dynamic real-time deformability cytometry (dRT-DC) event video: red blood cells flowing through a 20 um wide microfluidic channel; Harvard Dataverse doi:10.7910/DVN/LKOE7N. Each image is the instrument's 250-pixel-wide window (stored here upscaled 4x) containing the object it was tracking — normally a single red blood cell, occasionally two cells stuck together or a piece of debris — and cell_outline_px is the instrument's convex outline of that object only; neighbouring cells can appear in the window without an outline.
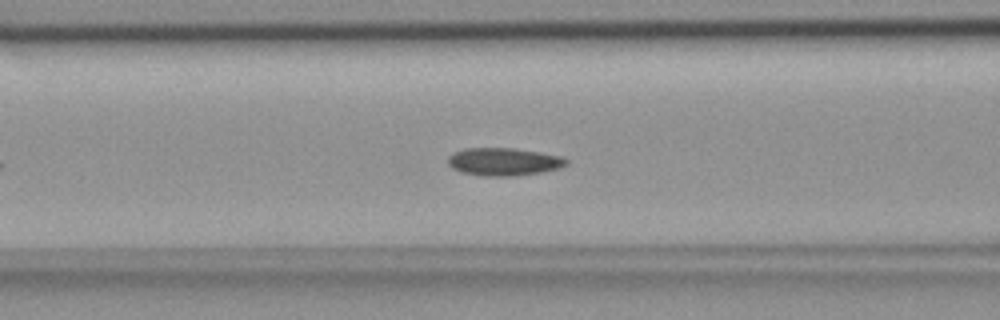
{"species": "common noctule bat (a hibernating species)", "species_latin": "Nyctalus noctula", "temperature_condition": "room temperature", "stored_images_in_passage": 24, "camera_frame_rate_fps": 3000, "um_per_image_px": 0.085, "animal": {"sex": "female", "body_mass_g": 18.4}, "frame": {"image": 1, "passage_image": 13, "time_ms": 4.0, "image_size_px": [1000, 320], "cell_outline_px": [[568, 164], [560, 168], [540, 172], [512, 176], [484, 176], [460, 172], [452, 168], [448, 164], [448, 156], [452, 152], [464, 148], [516, 148], [564, 156], [568, 160]], "centroid_in_image_um": [42.82, 13.73], "position_along_channel_um": 123.8, "area_um2": 19.42}}
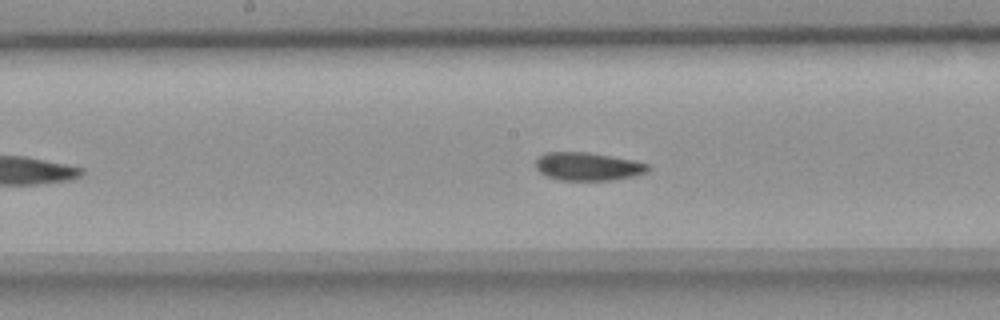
{"frame": {"image": 2, "passage_image": 19, "time_ms": 6.0, "image_size_px": [1000, 320], "cell_outline_px": [[652, 168], [648, 172], [632, 176], [608, 180], [560, 180], [548, 176], [540, 172], [536, 168], [536, 156], [544, 152], [588, 152], [632, 160], [648, 164]], "centroid_in_image_um": [49.94, 14.14], "position_along_channel_um": 198.3, "area_um2": 18.38}}
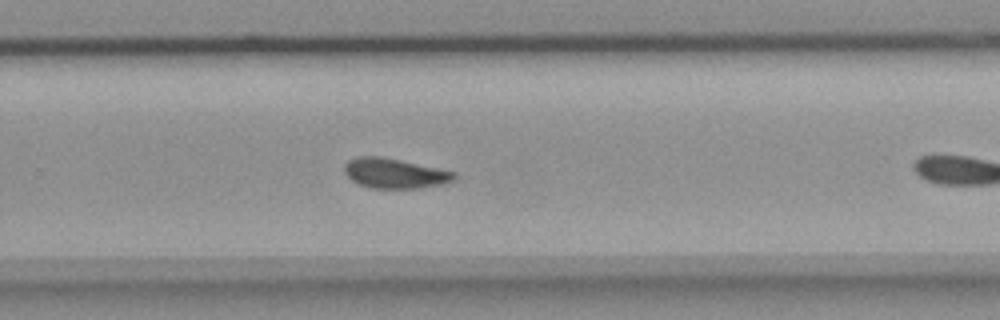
{"frame": {"image": 3, "passage_image": 23, "time_ms": 7.333, "image_size_px": [1000, 320], "cell_outline_px": [[456, 180], [444, 184], [420, 188], [372, 188], [360, 184], [352, 180], [344, 172], [344, 164], [348, 160], [360, 156], [380, 156], [400, 160], [456, 172]], "centroid_in_image_um": [33.57, 14.73], "position_along_channel_um": 296.2, "area_um2": 19.13}}